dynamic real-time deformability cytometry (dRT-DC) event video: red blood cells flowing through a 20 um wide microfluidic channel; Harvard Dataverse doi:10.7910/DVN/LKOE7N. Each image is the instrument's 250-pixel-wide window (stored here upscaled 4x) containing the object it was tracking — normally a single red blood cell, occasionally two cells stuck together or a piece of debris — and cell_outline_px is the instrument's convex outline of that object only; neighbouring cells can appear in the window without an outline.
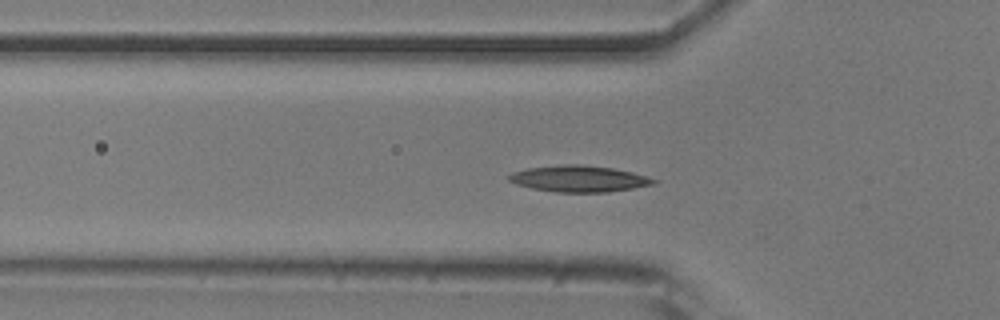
{"species": "common noctule bat (a hibernating species)", "species_latin": "Nyctalus noctula", "temperature_condition": "room temperature", "stored_images_in_passage": 47, "camera_frame_rate_fps": 3000, "um_per_image_px": 0.085, "animal": {"sex": "male", "body_mass_g": 20.5, "forearm_length_mm": 52.5}, "frame": {"image": 1, "passage_image": 11, "time_ms": 3.333, "image_size_px": [1000, 320], "cell_outline_px": [[656, 184], [608, 192], [556, 192], [532, 188], [508, 180], [508, 176], [512, 172], [528, 168], [564, 164], [580, 164], [612, 168], [632, 172], [656, 180]], "centroid_in_image_um": [49.21, 15.19], "position_along_channel_um": 76.6, "area_um2": 21.91}}
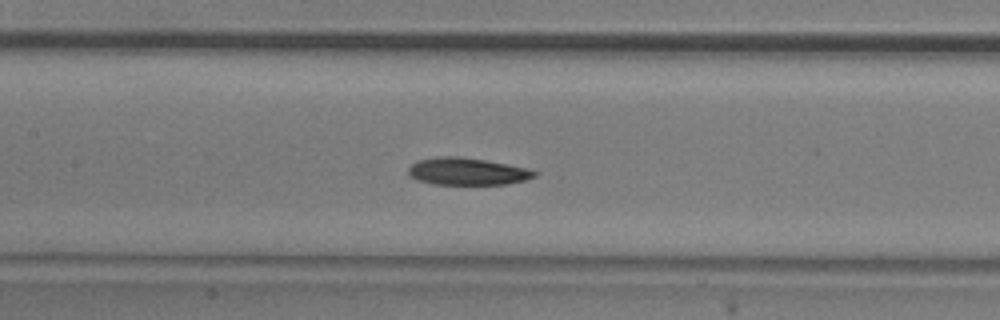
{"frame": {"image": 2, "passage_image": 18, "time_ms": 5.667, "image_size_px": [1000, 320], "cell_outline_px": [[540, 172], [536, 176], [524, 180], [508, 184], [432, 184], [416, 180], [408, 172], [408, 168], [416, 160], [436, 156], [460, 156], [484, 160], [528, 168]], "centroid_in_image_um": [39.71, 14.56], "position_along_channel_um": 167.7, "area_um2": 20.11}}
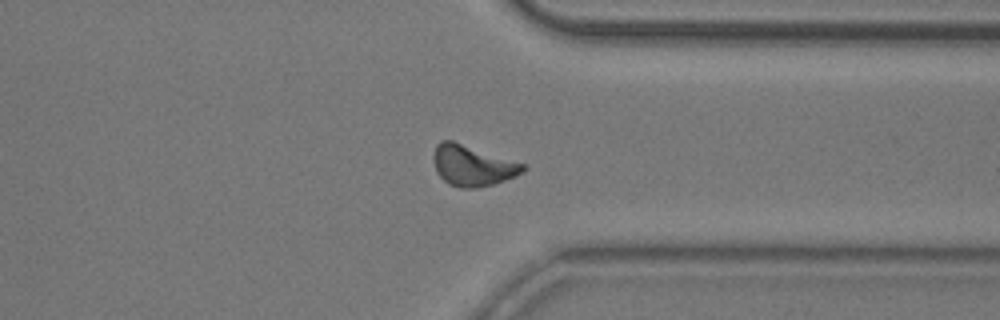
{"frame": {"image": 3, "passage_image": 34, "time_ms": 11.0, "image_size_px": [1000, 320], "cell_outline_px": [[528, 168], [516, 176], [492, 184], [476, 188], [460, 188], [448, 184], [436, 172], [432, 160], [432, 156], [436, 144], [440, 140], [452, 140], [524, 164]], "centroid_in_image_um": [40.11, 14.07], "position_along_channel_um": 371.3, "area_um2": 21.27}, "authors_computed_cell_mechanics": {"area_um2": 20.2878, "velocity_mm_per_s": 3.8615, "shape_relaxation_time_tau1_ms": 6.0096, "shape_relaxation_time_tau2_ms": null, "deformation_change_tau1": 0.1414, "deformation_change_tau2": null}}